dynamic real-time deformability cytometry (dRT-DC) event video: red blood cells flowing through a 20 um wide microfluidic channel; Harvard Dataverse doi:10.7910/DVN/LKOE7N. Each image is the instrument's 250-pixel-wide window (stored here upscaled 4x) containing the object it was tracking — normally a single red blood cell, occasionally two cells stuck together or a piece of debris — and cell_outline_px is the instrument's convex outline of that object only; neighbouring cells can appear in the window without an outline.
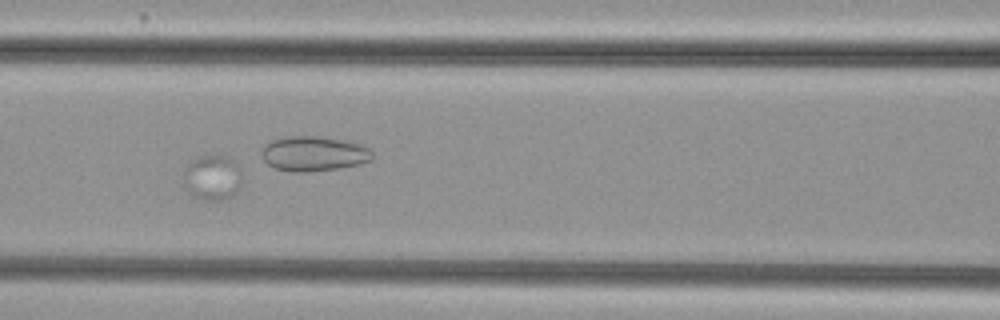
{"species": "common noctule bat (a hibernating species)", "species_latin": "Nyctalus noctula", "temperature_condition": "cold", "stored_images_in_passage": 60, "segment_of_instrument_passage": [1, 2], "camera_frame_rate_fps": 3000, "um_per_image_px": 0.085, "animal": {"sex": "female", "body_mass_g": 29.2, "forearm_length_mm": 56.3}, "frame": {"image": 1, "passage_image": 28, "time_ms": 9.0, "image_size_px": [1000, 320], "cell_outline_px": [[240, 188], [232, 196], [224, 200], [208, 200], [192, 196], [188, 188], [184, 176], [184, 172], [188, 164], [192, 160], [204, 152], [228, 156], [236, 160], [240, 168]], "centroid_in_image_um": [18.09, 15.03], "position_along_channel_um": 148.5, "area_um2": 15.72}}